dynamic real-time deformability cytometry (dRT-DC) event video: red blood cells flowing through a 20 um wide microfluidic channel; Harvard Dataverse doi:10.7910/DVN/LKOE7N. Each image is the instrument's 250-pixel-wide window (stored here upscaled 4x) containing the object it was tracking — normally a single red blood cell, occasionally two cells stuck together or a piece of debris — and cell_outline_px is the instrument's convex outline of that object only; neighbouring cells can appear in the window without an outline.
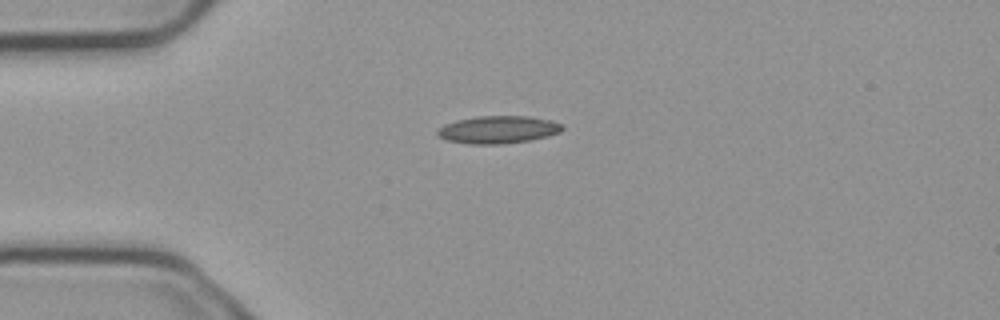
{"species": "common noctule bat (a hibernating species)", "species_latin": "Nyctalus noctula", "temperature_condition": "cold", "stored_images_in_passage": 3, "camera_frame_rate_fps": 3000, "um_per_image_px": 0.085, "animal": {"sex": "male", "body_mass_g": 23.1, "forearm_length_mm": 52.7}, "frame": {"image": 1, "passage_image": 1, "time_ms": 0.0, "image_size_px": [1000, 320], "cell_outline_px": [[564, 128], [560, 132], [548, 136], [528, 140], [496, 144], [472, 144], [448, 140], [440, 136], [436, 132], [444, 124], [456, 120], [476, 116], [528, 116], [552, 120], [564, 124]], "centroid_in_image_um": [42.38, 11.0], "position_along_channel_um": 42.6, "area_um2": 19.94}}